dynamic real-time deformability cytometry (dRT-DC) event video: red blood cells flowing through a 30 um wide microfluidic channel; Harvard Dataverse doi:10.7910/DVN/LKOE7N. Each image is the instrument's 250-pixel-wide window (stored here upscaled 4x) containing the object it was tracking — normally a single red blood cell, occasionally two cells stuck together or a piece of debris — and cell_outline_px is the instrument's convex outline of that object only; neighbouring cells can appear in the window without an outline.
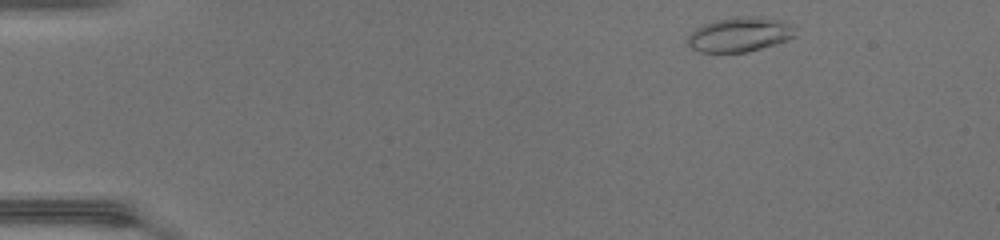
{"species": "common noctule bat (a hibernating species)", "species_latin": "Nyctalus noctula", "temperature_condition": "warm", "stored_images_in_passage": 44, "camera_frame_rate_fps": 3000, "um_per_image_px": 0.085, "animal": {"sex": "female", "body_mass_g": 17.0, "forearm_length_mm": 48.0}, "frame": {"image": 1, "passage_image": 2, "time_ms": 0.333, "image_size_px": [1000, 240], "cell_outline_px": [[796, 36], [760, 48], [744, 52], [700, 52], [692, 48], [688, 44], [688, 36], [696, 28], [704, 24], [716, 20], [760, 20], [784, 24]], "centroid_in_image_um": [62.68, 3.03], "position_along_channel_um": 22.3, "area_um2": 19.42}}
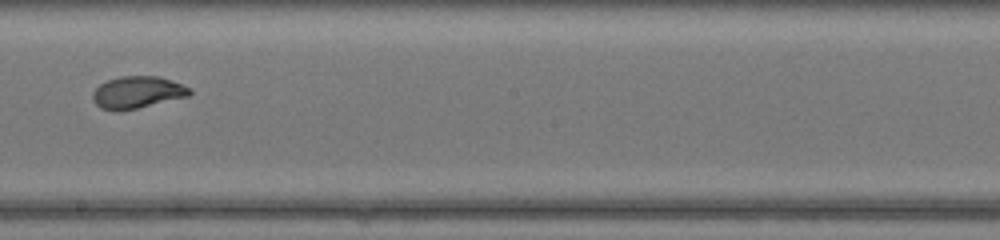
{"frame": {"image": 2, "passage_image": 24, "time_ms": 7.667, "image_size_px": [1000, 240], "cell_outline_px": [[192, 92], [188, 96], [136, 108], [116, 112], [100, 108], [92, 100], [92, 92], [100, 84], [108, 80], [120, 76], [156, 76], [180, 84], [188, 88]], "centroid_in_image_um": [11.59, 7.86], "position_along_channel_um": 236.6, "area_um2": 17.86}}
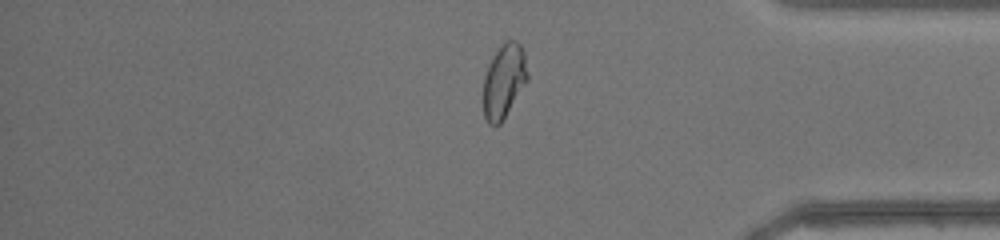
{"frame": {"image": 3, "passage_image": 36, "time_ms": 11.667, "image_size_px": [1000, 240], "cell_outline_px": [[528, 80], [500, 124], [488, 124], [484, 116], [484, 76], [496, 52], [508, 40], [516, 40], [520, 44], [524, 52], [528, 76]], "centroid_in_image_um": [42.85, 6.9], "position_along_channel_um": 392.3, "area_um2": 18.55}, "authors_computed_cell_mechanics": {"area_um2": 18.6116, "velocity_mm_per_s": 4.3699, "shape_relaxation_time_tau1_ms": 4.6898, "shape_relaxation_time_tau2_ms": 0.8231, "deformation_change_tau1": 0.2025, "deformation_change_tau2": 0.0533}}